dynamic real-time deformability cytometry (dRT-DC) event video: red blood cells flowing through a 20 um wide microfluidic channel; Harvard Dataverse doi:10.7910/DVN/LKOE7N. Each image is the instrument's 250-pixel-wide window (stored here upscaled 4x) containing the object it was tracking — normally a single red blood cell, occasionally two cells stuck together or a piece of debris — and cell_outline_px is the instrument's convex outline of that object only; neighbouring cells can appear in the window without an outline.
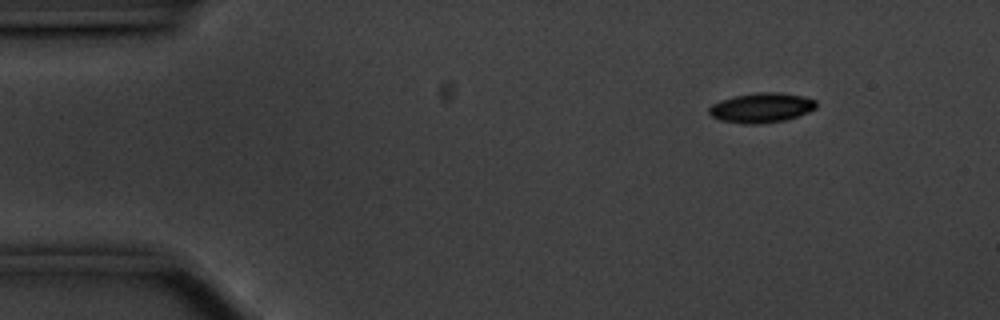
{"species": "common noctule bat (a hibernating species)", "species_latin": "Nyctalus noctula", "temperature_condition": "cold", "stored_images_in_passage": 51, "camera_frame_rate_fps": 3000, "um_per_image_px": 0.085, "animal": {"sex": "male", "body_mass_g": 20.1, "forearm_length_mm": 53.5}, "frame": {"image": 1, "passage_image": 1, "time_ms": 0.0, "image_size_px": [1000, 320], "cell_outline_px": [[816, 108], [808, 112], [784, 120], [756, 124], [744, 124], [720, 120], [712, 116], [708, 112], [708, 108], [712, 104], [720, 100], [732, 96], [760, 92], [776, 92], [804, 96], [816, 100]], "centroid_in_image_um": [64.7, 9.15], "position_along_channel_um": 20.3, "area_um2": 18.55}}
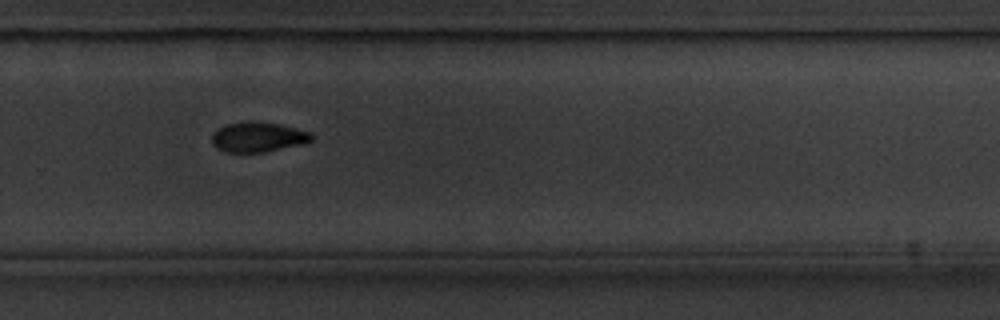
{"frame": {"image": 2, "passage_image": 32, "time_ms": 10.333, "image_size_px": [1000, 320], "cell_outline_px": [[312, 140], [304, 144], [264, 152], [224, 152], [216, 148], [212, 144], [212, 136], [216, 128], [224, 124], [276, 124], [312, 132]], "centroid_in_image_um": [21.92, 11.7], "position_along_channel_um": 307.9, "area_um2": 16.82}}
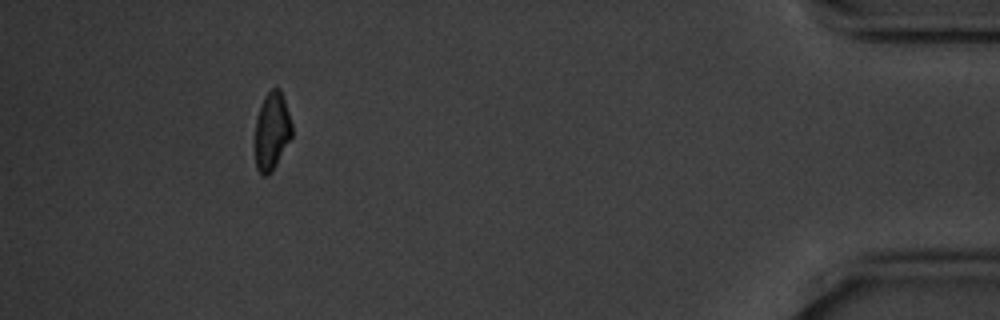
{"frame": {"image": 3, "passage_image": 46, "time_ms": 15.0, "image_size_px": [1000, 320], "cell_outline_px": [[292, 136], [272, 172], [268, 176], [264, 176], [256, 168], [252, 144], [256, 116], [264, 96], [272, 88], [280, 88], [292, 124]], "centroid_in_image_um": [23.05, 11.19], "position_along_channel_um": 412.2, "area_um2": 17.34}, "authors_computed_cell_mechanics": {"area_um2": 18.2648, "velocity_mm_per_s": 3.5378, "shape_relaxation_time_tau1_ms": 2.2727, "shape_relaxation_time_tau2_ms": null, "deformation_change_tau1": 0.1194, "deformation_change_tau2": null}}